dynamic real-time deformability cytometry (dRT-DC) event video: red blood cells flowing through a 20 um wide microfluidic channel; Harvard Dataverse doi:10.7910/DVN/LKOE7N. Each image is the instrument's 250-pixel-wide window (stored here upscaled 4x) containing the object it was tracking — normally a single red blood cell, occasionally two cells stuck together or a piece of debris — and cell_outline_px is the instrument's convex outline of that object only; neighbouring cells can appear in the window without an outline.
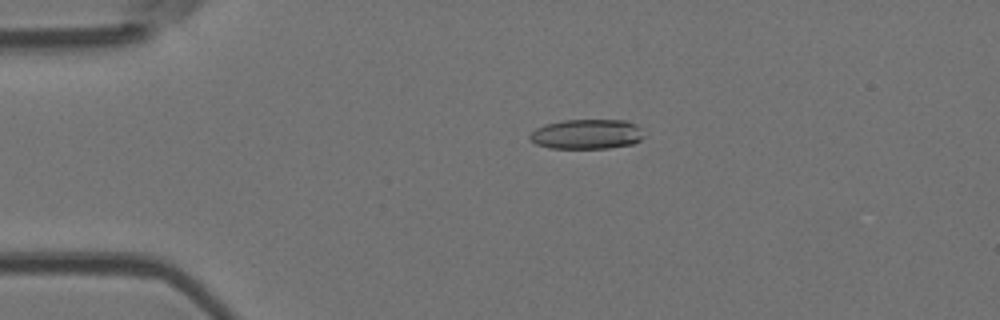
{"species": "Egyptian fruit bat (a non-hibernating species)", "species_latin": "Rousettus aegyptiacus", "temperature_condition": "room temperature", "stored_images_in_passage": 53, "camera_frame_rate_fps": 3000, "um_per_image_px": 0.085, "animal": {"sex": "female"}, "frame": {"image": 1, "passage_image": 12, "time_ms": 3.667, "image_size_px": [1000, 320], "cell_outline_px": [[644, 136], [640, 140], [632, 144], [608, 148], [548, 148], [536, 144], [528, 136], [536, 128], [544, 124], [564, 120], [628, 120], [636, 124], [640, 128]], "centroid_in_image_um": [49.88, 11.4], "position_along_channel_um": 35.1, "area_um2": 19.88}}
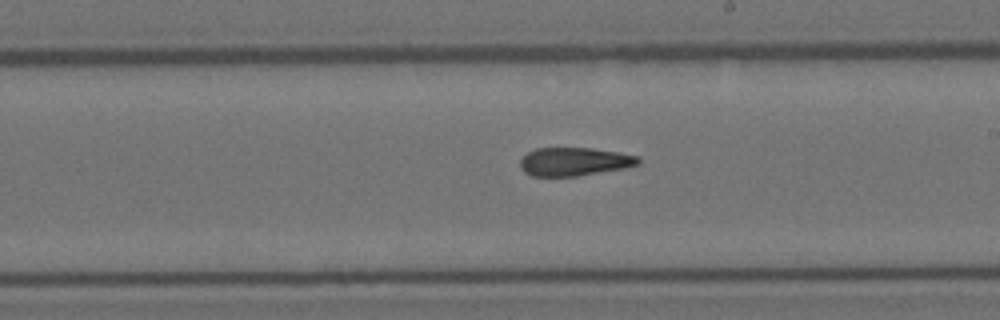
{"frame": {"image": 2, "passage_image": 31, "time_ms": 10.0, "image_size_px": [1000, 320], "cell_outline_px": [[640, 164], [624, 168], [576, 176], [532, 176], [524, 172], [520, 168], [520, 160], [528, 152], [536, 148], [592, 148], [640, 156]], "centroid_in_image_um": [48.81, 13.74], "position_along_channel_um": 240.2, "area_um2": 19.48}}
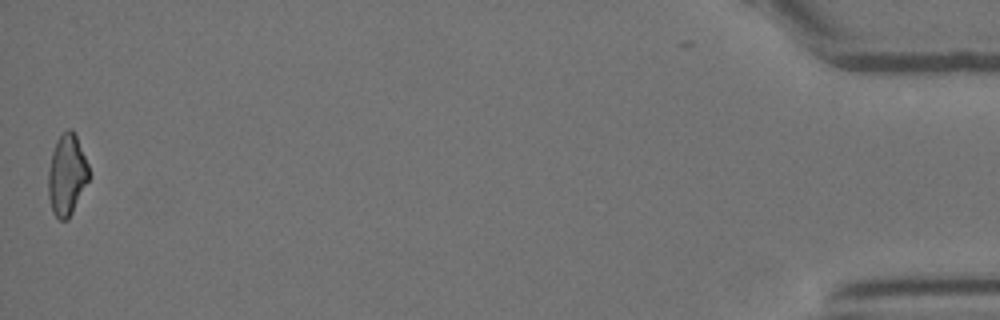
{"frame": {"image": 3, "passage_image": 53, "time_ms": 17.333, "image_size_px": [1000, 320], "cell_outline_px": [[88, 180], [68, 220], [60, 220], [52, 212], [48, 196], [48, 172], [52, 152], [56, 140], [68, 128], [72, 128], [76, 136], [88, 164]], "centroid_in_image_um": [5.66, 14.86], "position_along_channel_um": 429.5, "area_um2": 18.96}, "authors_computed_cell_mechanics": {"area_um2": 20.2878, "velocity_mm_per_s": 3.8726, "shape_relaxation_time_tau1_ms": null, "shape_relaxation_time_tau2_ms": 3.7308, "deformation_change_tau1": null, "deformation_change_tau2": 0.1307}}